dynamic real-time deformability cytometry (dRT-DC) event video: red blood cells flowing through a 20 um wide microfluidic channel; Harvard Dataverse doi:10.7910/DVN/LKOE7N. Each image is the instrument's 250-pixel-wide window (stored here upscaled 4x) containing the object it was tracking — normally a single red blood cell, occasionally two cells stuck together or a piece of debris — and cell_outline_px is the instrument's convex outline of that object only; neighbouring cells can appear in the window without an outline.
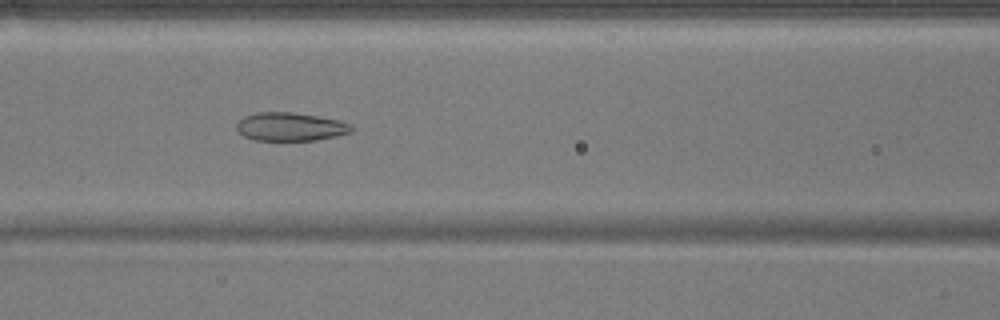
{"species": "common noctule bat (a hibernating species)", "species_latin": "Nyctalus noctula", "temperature_condition": "warm", "stored_images_in_passage": 47, "camera_frame_rate_fps": 3000, "um_per_image_px": 0.085, "animal": {"sex": "male", "body_mass_g": 17.9}, "frame": {"image": 1, "passage_image": 17, "time_ms": 5.333, "image_size_px": [1000, 320], "cell_outline_px": [[352, 132], [336, 136], [316, 140], [256, 140], [244, 136], [236, 128], [236, 124], [244, 116], [256, 112], [292, 112], [316, 116], [336, 120], [352, 124]], "centroid_in_image_um": [24.67, 10.77], "position_along_channel_um": 141.9, "area_um2": 18.84}}
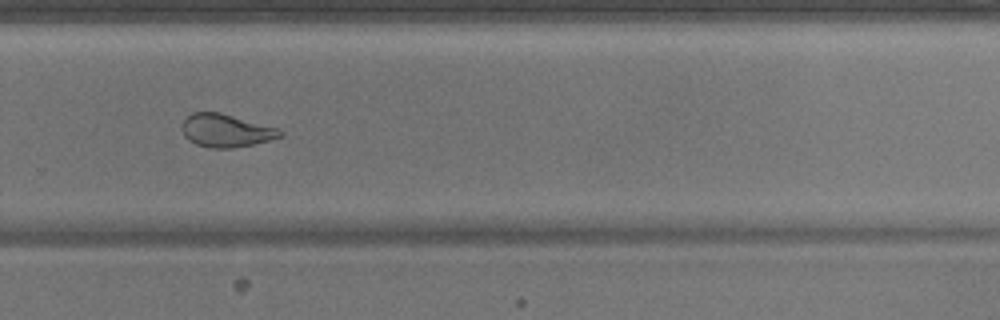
{"frame": {"image": 2, "passage_image": 30, "time_ms": 9.667, "image_size_px": [1000, 320], "cell_outline_px": [[284, 136], [252, 144], [232, 148], [208, 148], [196, 144], [188, 140], [184, 136], [180, 128], [180, 124], [192, 112], [220, 112], [276, 128], [284, 132]], "centroid_in_image_um": [19.15, 11.1], "position_along_channel_um": 310.7, "area_um2": 18.84}}
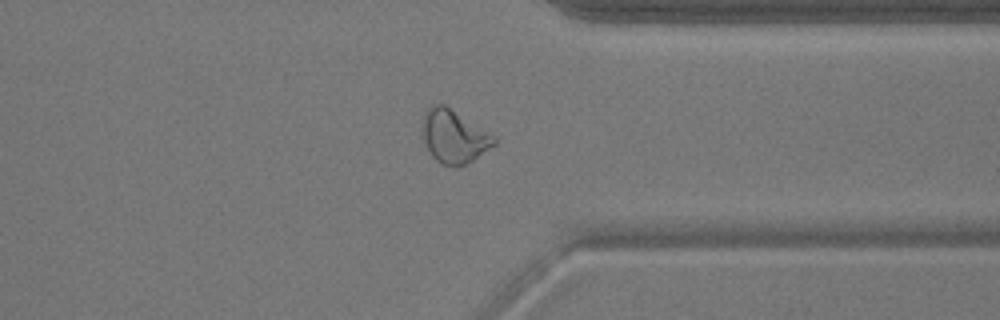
{"frame": {"image": 3, "passage_image": 35, "time_ms": 11.333, "image_size_px": [1000, 320], "cell_outline_px": [[496, 144], [472, 160], [464, 164], [440, 164], [432, 156], [420, 136], [424, 112], [432, 104], [444, 104], [496, 136]], "centroid_in_image_um": [38.55, 11.56], "position_along_channel_um": 372.9, "area_um2": 22.14}, "authors_computed_cell_mechanics": {"area_um2": 22.3686, "velocity_mm_per_s": 3.904, "shape_relaxation_time_tau1_ms": null, "shape_relaxation_time_tau2_ms": 1.7925, "deformation_change_tau1": null, "deformation_change_tau2": 0.0936}}